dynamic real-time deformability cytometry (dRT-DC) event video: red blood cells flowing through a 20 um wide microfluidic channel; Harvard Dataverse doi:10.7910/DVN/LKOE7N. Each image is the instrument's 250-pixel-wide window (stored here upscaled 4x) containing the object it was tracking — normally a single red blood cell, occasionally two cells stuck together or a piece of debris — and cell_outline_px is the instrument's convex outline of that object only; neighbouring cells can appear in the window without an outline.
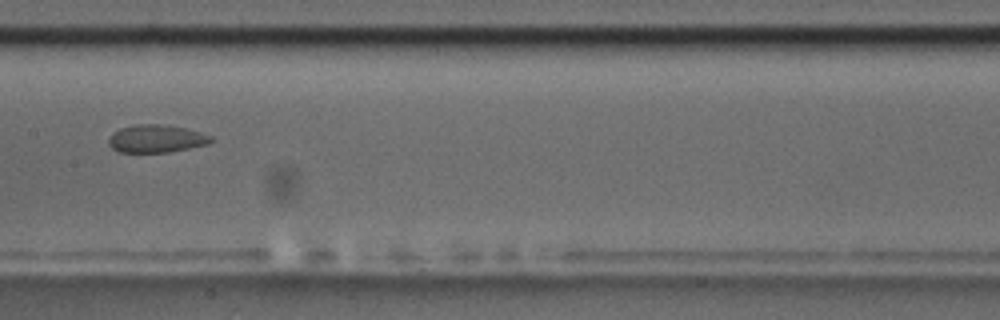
{"species": "common noctule bat (a hibernating species)", "species_latin": "Nyctalus noctula", "temperature_condition": "room temperature", "stored_images_in_passage": 9, "camera_frame_rate_fps": 3000, "um_per_image_px": 0.085, "animal": {"sex": "male", "body_mass_g": 17.5, "forearm_length_mm": 52.3}, "frame": {"image": 1, "passage_image": 8, "time_ms": 8.333, "image_size_px": [1000, 320], "cell_outline_px": [[212, 140], [208, 144], [168, 152], [120, 152], [112, 148], [108, 144], [108, 136], [112, 132], [120, 128], [136, 124], [160, 124], [184, 128], [200, 132], [212, 136]], "centroid_in_image_um": [13.23, 11.78], "position_along_channel_um": 194.2, "area_um2": 16.53}}